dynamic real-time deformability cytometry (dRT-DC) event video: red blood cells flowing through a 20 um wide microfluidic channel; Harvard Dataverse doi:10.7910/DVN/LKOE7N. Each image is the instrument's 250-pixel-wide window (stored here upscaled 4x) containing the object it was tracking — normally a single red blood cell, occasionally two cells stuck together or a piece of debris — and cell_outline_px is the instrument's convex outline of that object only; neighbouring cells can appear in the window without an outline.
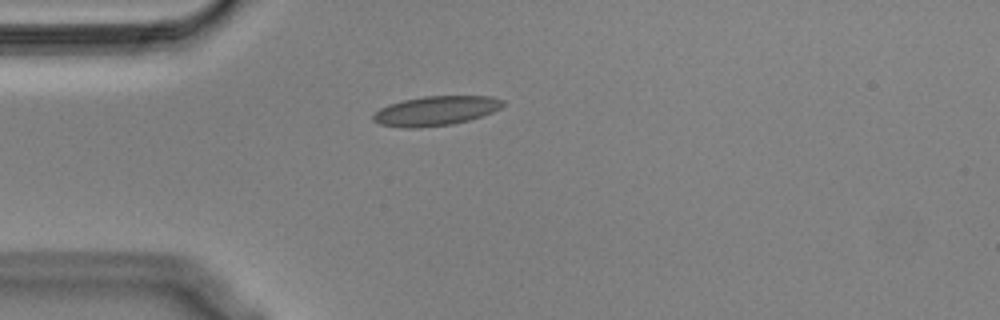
{"species": "Egyptian fruit bat (a non-hibernating species)", "species_latin": "Rousettus aegyptiacus", "temperature_condition": "cold", "stored_images_in_passage": 23, "camera_frame_rate_fps": 3000, "um_per_image_px": 0.085, "animal": {"sex": "male"}, "frame": {"image": 1, "passage_image": 1, "time_ms": 0.0, "image_size_px": [1000, 320], "cell_outline_px": [[504, 104], [500, 108], [492, 112], [468, 120], [452, 124], [420, 128], [404, 128], [380, 124], [372, 120], [372, 116], [380, 108], [388, 104], [404, 100], [424, 96], [492, 96], [504, 100]], "centroid_in_image_um": [37.02, 9.42], "position_along_channel_um": 48.0, "area_um2": 22.25}}
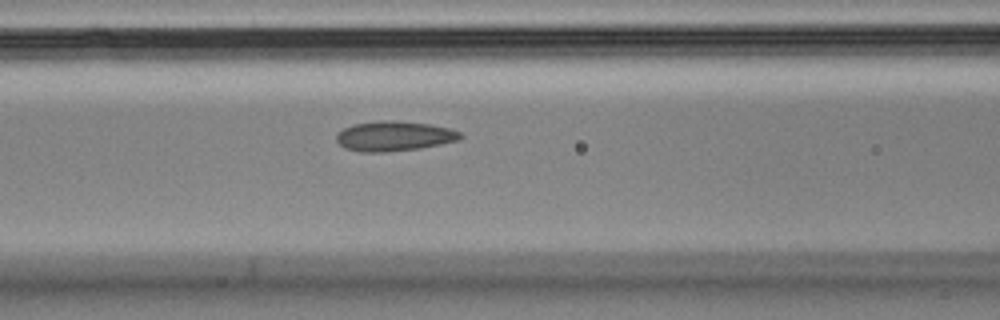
{"frame": {"image": 2, "passage_image": 9, "time_ms": 2.667, "image_size_px": [1000, 320], "cell_outline_px": [[464, 136], [460, 140], [420, 148], [388, 152], [360, 152], [344, 148], [336, 140], [336, 132], [352, 124], [380, 120], [392, 120], [428, 124], [448, 128], [460, 132]], "centroid_in_image_um": [33.47, 11.57], "position_along_channel_um": 133.1, "area_um2": 21.73}}
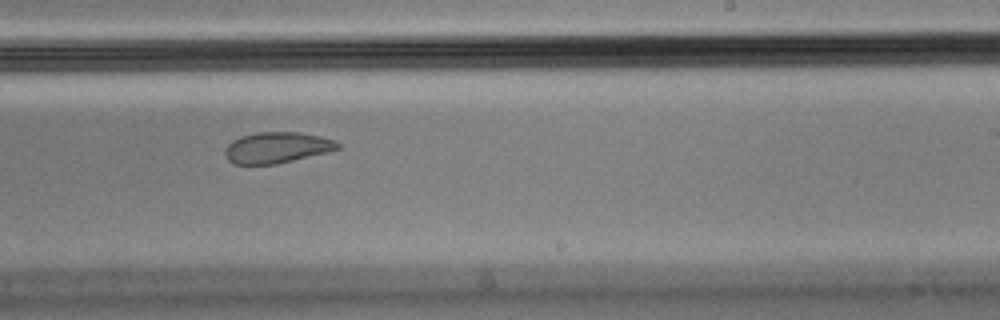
{"frame": {"image": 3, "passage_image": 20, "time_ms": 6.333, "image_size_px": [1000, 320], "cell_outline_px": [[340, 148], [328, 152], [276, 164], [236, 164], [228, 160], [224, 152], [228, 144], [232, 140], [240, 136], [256, 132], [300, 132], [320, 136], [336, 140], [340, 144]], "centroid_in_image_um": [23.55, 12.53], "position_along_channel_um": 265.5, "area_um2": 20.4}}